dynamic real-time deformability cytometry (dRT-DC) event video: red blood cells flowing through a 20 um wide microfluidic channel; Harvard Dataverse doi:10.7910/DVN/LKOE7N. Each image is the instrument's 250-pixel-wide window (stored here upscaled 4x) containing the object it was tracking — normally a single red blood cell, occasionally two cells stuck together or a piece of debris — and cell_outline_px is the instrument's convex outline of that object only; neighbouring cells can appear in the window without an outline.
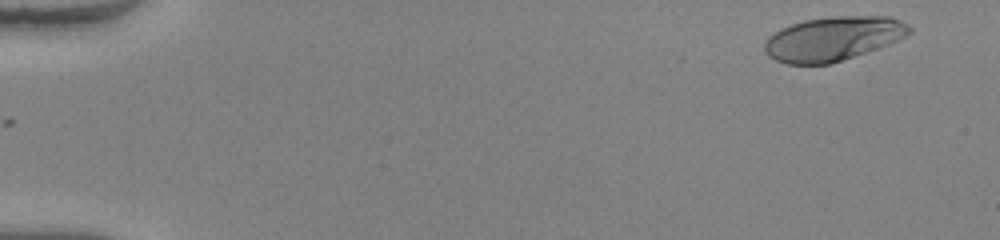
{"species": "human", "species_latin": "Homo sapiens", "temperature_condition": "warm", "stored_images_in_passage": 51, "camera_frame_rate_fps": 3000, "um_per_image_px": 0.085, "donor": {"sex": "female"}, "frame": {"image": 1, "passage_image": 3, "time_ms": 0.667, "image_size_px": [1000, 240], "cell_outline_px": [[912, 32], [888, 44], [828, 64], [788, 64], [776, 60], [768, 56], [764, 52], [764, 44], [768, 36], [780, 28], [804, 20], [832, 16], [892, 16], [908, 24], [912, 28]], "centroid_in_image_um": [70.78, 3.27], "position_along_channel_um": 14.2, "area_um2": 37.05}}
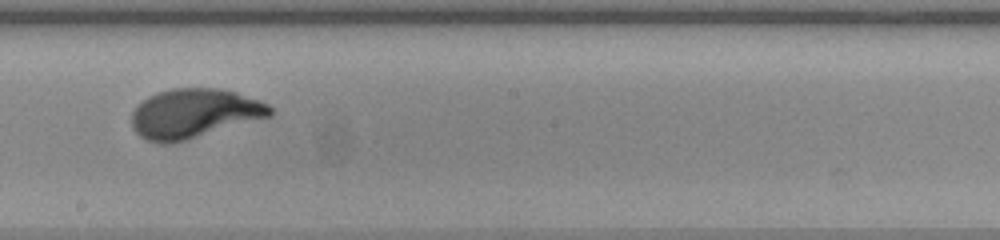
{"frame": {"image": 2, "passage_image": 30, "time_ms": 9.667, "image_size_px": [1000, 240], "cell_outline_px": [[272, 116], [172, 144], [160, 144], [148, 140], [140, 136], [132, 128], [132, 112], [136, 104], [148, 96], [156, 92], [172, 88], [220, 88], [236, 92], [260, 100], [268, 104], [272, 108]], "centroid_in_image_um": [16.48, 9.64], "position_along_channel_um": 231.7, "area_um2": 40.17}}
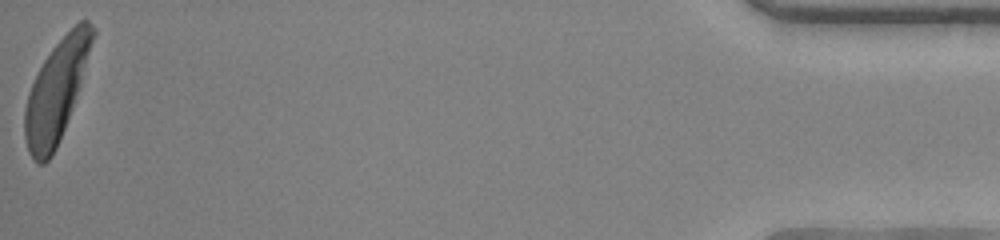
{"frame": {"image": 3, "passage_image": 51, "time_ms": 16.667, "image_size_px": [1000, 240], "cell_outline_px": [[96, 32], [80, 84], [72, 108], [60, 140], [52, 156], [44, 164], [36, 164], [28, 152], [24, 136], [24, 108], [28, 92], [44, 60], [52, 48], [80, 20], [88, 20], [96, 28]], "centroid_in_image_um": [4.77, 7.77], "position_along_channel_um": 430.4, "area_um2": 39.36}, "authors_computed_cell_mechanics": {"area_um2": 38.726, "velocity_mm_per_s": 4.0824, "shape_relaxation_time_tau1_ms": 2.3912, "shape_relaxation_time_tau2_ms": null, "deformation_change_tau1": 0.2035, "deformation_change_tau2": null}}